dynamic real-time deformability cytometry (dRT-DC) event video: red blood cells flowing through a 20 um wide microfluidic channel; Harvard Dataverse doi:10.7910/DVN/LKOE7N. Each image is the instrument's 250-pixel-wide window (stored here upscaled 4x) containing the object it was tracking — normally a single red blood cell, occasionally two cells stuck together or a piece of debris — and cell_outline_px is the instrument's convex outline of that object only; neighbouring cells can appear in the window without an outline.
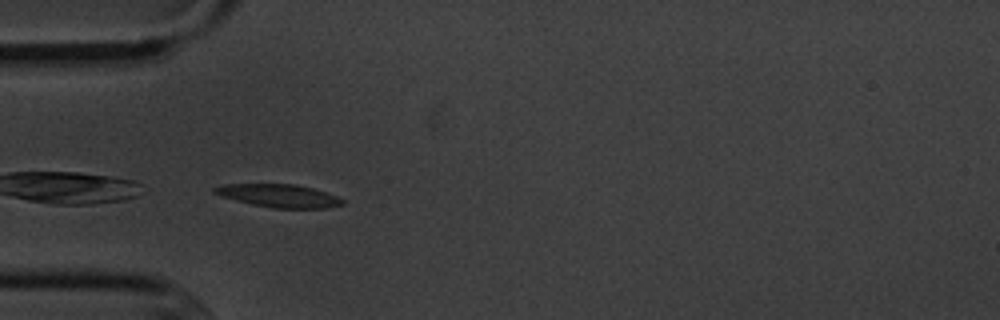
{"species": "common noctule bat (a hibernating species)", "species_latin": "Nyctalus noctula", "temperature_condition": "cold", "stored_images_in_passage": 12, "camera_frame_rate_fps": 3000, "um_per_image_px": 0.085, "animal": {"sex": "male", "body_mass_g": 20.1, "forearm_length_mm": 53.5}, "frame": {"image": 1, "passage_image": 4, "time_ms": 4.333, "image_size_px": [1000, 320], "cell_outline_px": [[344, 204], [324, 208], [272, 208], [252, 204], [220, 196], [212, 192], [212, 188], [224, 184], [296, 184], [312, 188], [336, 196], [344, 200]], "centroid_in_image_um": [23.67, 16.63], "position_along_channel_um": 61.3, "area_um2": 17.05}}
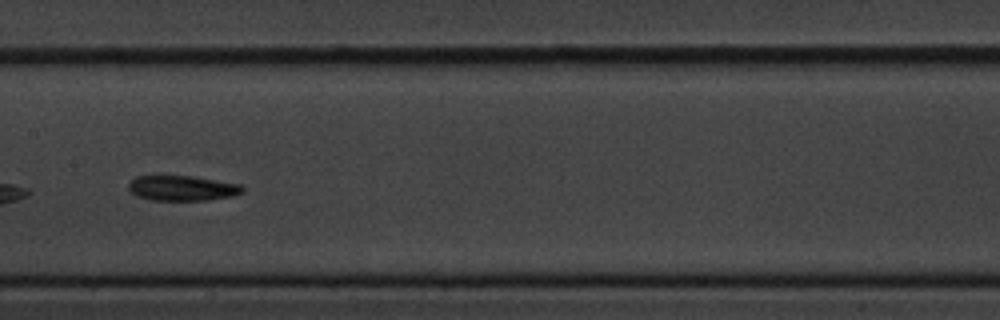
{"frame": {"image": 2, "passage_image": 7, "time_ms": 8.0, "image_size_px": [1000, 320], "cell_outline_px": [[244, 192], [232, 196], [208, 200], [148, 200], [136, 196], [128, 188], [128, 184], [136, 176], [192, 176], [240, 184], [244, 188]], "centroid_in_image_um": [15.49, 16.0], "position_along_channel_um": 191.9, "area_um2": 16.7}}
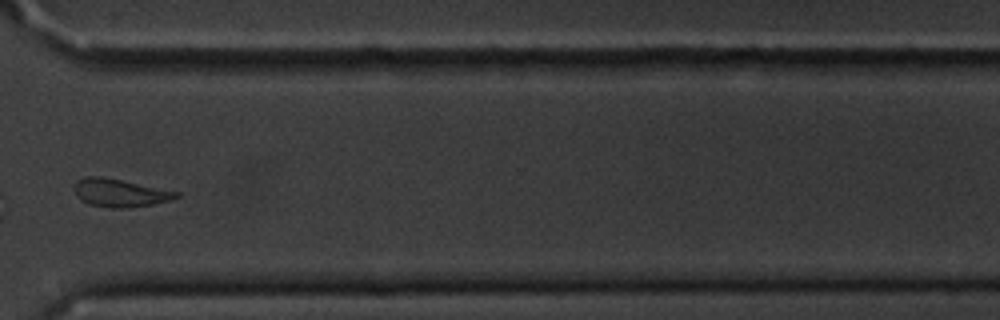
{"frame": {"image": 3, "passage_image": 11, "time_ms": 12.667, "image_size_px": [1000, 320], "cell_outline_px": [[180, 196], [172, 200], [152, 204], [124, 208], [108, 208], [88, 204], [80, 200], [76, 196], [72, 188], [76, 180], [88, 176], [100, 176], [180, 192]], "centroid_in_image_um": [10.14, 16.4], "position_along_channel_um": 360.5, "area_um2": 16.7}, "authors_computed_cell_mechanics": {"area_um2": 17.1377, "velocity_mm_per_s": 3.6236, "shape_relaxation_time_tau1_ms": 6.5655, "shape_relaxation_time_tau2_ms": null, "deformation_change_tau1": 0.1358, "deformation_change_tau2": null}}